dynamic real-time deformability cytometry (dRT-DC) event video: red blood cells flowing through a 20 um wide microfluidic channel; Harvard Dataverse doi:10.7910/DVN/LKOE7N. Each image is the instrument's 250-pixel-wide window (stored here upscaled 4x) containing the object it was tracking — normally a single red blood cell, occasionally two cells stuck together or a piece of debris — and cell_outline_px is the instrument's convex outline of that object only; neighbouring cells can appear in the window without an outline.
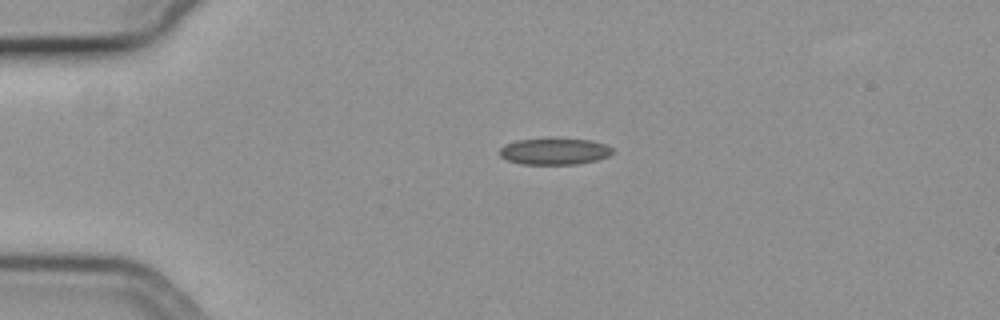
{"species": "common noctule bat (a hibernating species)", "species_latin": "Nyctalus noctula", "temperature_condition": "cold", "stored_images_in_passage": 45, "camera_frame_rate_fps": 3000, "um_per_image_px": 0.085, "animal": {"sex": "female", "body_mass_g": 19.3, "forearm_length_mm": 54.1}, "frame": {"image": 1, "passage_image": 2, "time_ms": 0.333, "image_size_px": [1000, 320], "cell_outline_px": [[612, 152], [608, 156], [596, 160], [576, 164], [520, 164], [508, 160], [500, 156], [500, 148], [504, 144], [516, 140], [548, 136], [592, 140], [604, 144], [612, 148]], "centroid_in_image_um": [47.09, 12.82], "position_along_channel_um": 37.9, "area_um2": 18.03}}
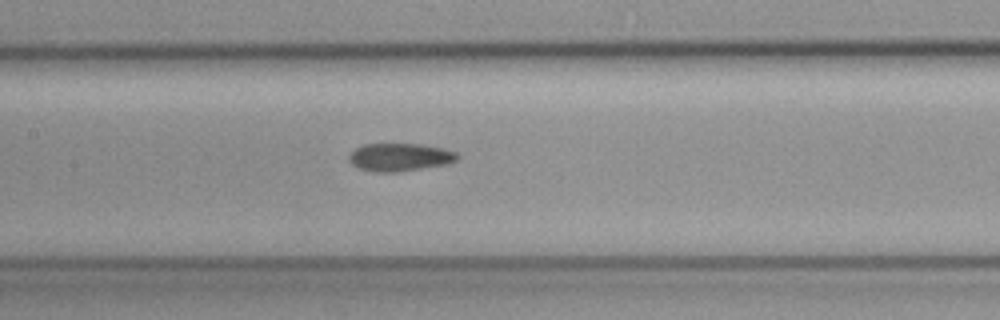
{"frame": {"image": 2, "passage_image": 16, "time_ms": 5.0, "image_size_px": [1000, 320], "cell_outline_px": [[456, 160], [448, 164], [400, 172], [376, 172], [360, 168], [352, 164], [348, 160], [348, 156], [356, 148], [364, 144], [420, 144], [440, 148], [456, 152]], "centroid_in_image_um": [33.95, 13.37], "position_along_channel_um": 173.4, "area_um2": 17.46}}
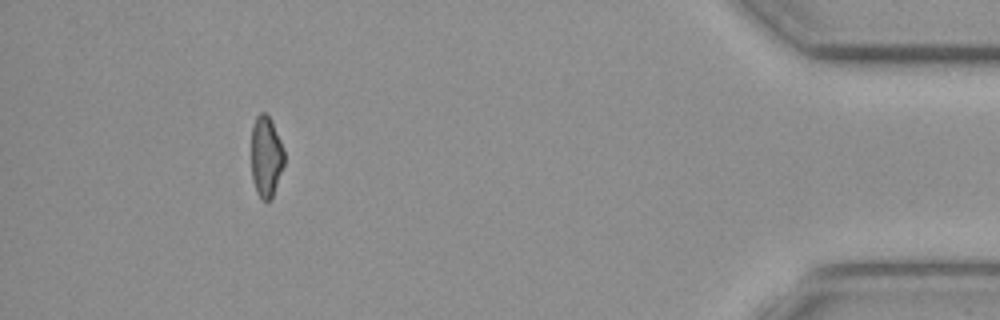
{"frame": {"image": 3, "passage_image": 40, "time_ms": 13.0, "image_size_px": [1000, 320], "cell_outline_px": [[284, 164], [272, 200], [260, 200], [256, 192], [252, 180], [252, 128], [256, 116], [260, 112], [264, 112], [268, 116], [280, 140], [284, 152]], "centroid_in_image_um": [22.61, 13.37], "position_along_channel_um": 412.6, "area_um2": 15.49}}